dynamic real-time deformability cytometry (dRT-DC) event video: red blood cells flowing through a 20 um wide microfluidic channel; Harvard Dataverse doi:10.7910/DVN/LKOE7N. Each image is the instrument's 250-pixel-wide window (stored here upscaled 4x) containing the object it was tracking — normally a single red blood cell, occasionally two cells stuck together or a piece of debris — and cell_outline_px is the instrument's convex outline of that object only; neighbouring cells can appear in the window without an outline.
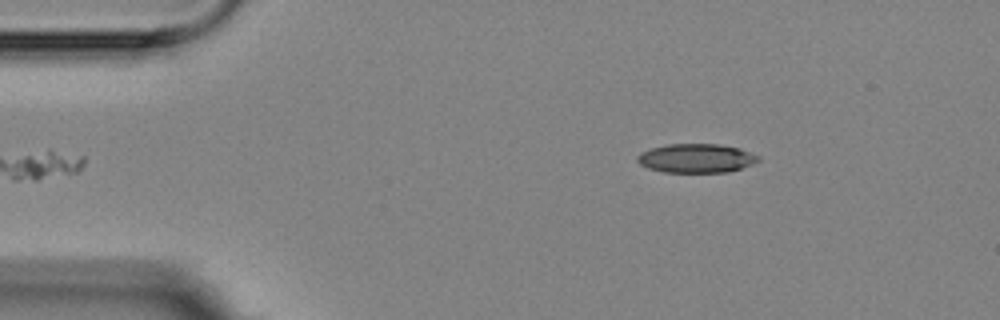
{"species": "Egyptian fruit bat (a non-hibernating species)", "species_latin": "Rousettus aegyptiacus", "temperature_condition": "room temperature", "stored_images_in_passage": 3, "segment_of_instrument_passage": [2, 2], "camera_frame_rate_fps": 3000, "um_per_image_px": 0.085, "animal": {"sex": "female"}, "frame": {"image": 1, "passage_image": 3, "time_ms": 2.667, "image_size_px": [1000, 320], "cell_outline_px": [[760, 160], [752, 164], [728, 172], [664, 172], [648, 168], [640, 164], [636, 160], [636, 156], [640, 152], [652, 148], [668, 144], [720, 144], [740, 148], [760, 156]], "centroid_in_image_um": [59.18, 13.45], "position_along_channel_um": 25.8, "area_um2": 20.46}}